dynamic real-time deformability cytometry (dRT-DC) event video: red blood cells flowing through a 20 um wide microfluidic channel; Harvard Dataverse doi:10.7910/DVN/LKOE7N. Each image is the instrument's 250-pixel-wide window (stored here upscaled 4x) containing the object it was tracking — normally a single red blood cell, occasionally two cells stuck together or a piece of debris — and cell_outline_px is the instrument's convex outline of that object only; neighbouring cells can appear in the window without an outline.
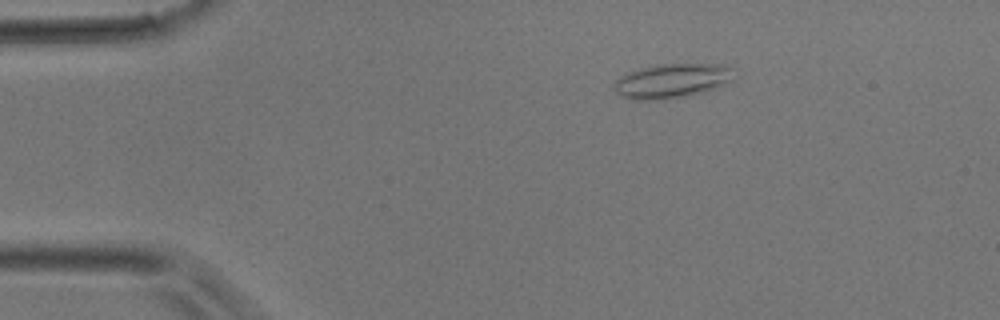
{"species": "common noctule bat (a hibernating species)", "species_latin": "Nyctalus noctula", "temperature_condition": "room temperature", "stored_images_in_passage": 3, "camera_frame_rate_fps": 3000, "um_per_image_px": 0.085, "animal": {"sex": "male", "body_mass_g": 17.9}, "frame": {"image": 1, "passage_image": 2, "time_ms": 0.333, "image_size_px": [1000, 320], "cell_outline_px": [[736, 80], [704, 92], [684, 96], [660, 100], [636, 100], [624, 96], [616, 92], [616, 80], [620, 76], [628, 72], [640, 68], [660, 64], [732, 64], [736, 68]], "centroid_in_image_um": [57.26, 6.85], "position_along_channel_um": 27.7, "area_um2": 24.39}}